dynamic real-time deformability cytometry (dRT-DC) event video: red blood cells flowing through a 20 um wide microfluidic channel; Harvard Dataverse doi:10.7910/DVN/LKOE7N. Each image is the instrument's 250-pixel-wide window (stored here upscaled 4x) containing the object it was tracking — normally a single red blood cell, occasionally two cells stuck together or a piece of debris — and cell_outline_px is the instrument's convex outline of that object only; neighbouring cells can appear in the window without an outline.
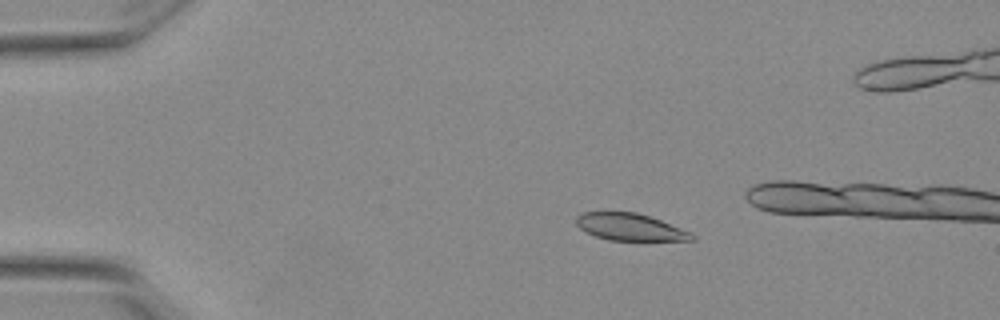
{"species": "Egyptian fruit bat (a non-hibernating species)", "species_latin": "Rousettus aegyptiacus", "temperature_condition": "warm", "stored_images_in_passage": 21, "camera_frame_rate_fps": 3000, "um_per_image_px": 0.085, "animal": {"sex": "female"}, "frame": {"image": 1, "passage_image": 10, "time_ms": 3.0, "image_size_px": [1000, 320], "cell_outline_px": [[696, 240], [608, 240], [596, 236], [580, 228], [576, 224], [576, 216], [584, 212], [636, 212], [660, 220], [692, 232], [696, 236]], "centroid_in_image_um": [53.58, 19.3], "position_along_channel_um": 31.4, "area_um2": 18.09}}
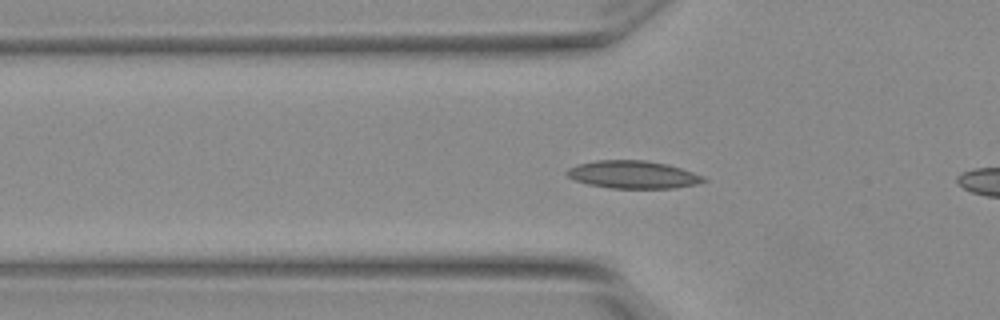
{"frame": {"image": 2, "passage_image": 18, "time_ms": 5.667, "image_size_px": [1000, 320], "cell_outline_px": [[708, 180], [696, 184], [676, 188], [612, 188], [588, 184], [576, 180], [568, 176], [564, 172], [568, 168], [580, 164], [596, 160], [644, 160], [668, 164], [704, 176]], "centroid_in_image_um": [53.82, 14.84], "position_along_channel_um": 72.0, "area_um2": 21.96}}